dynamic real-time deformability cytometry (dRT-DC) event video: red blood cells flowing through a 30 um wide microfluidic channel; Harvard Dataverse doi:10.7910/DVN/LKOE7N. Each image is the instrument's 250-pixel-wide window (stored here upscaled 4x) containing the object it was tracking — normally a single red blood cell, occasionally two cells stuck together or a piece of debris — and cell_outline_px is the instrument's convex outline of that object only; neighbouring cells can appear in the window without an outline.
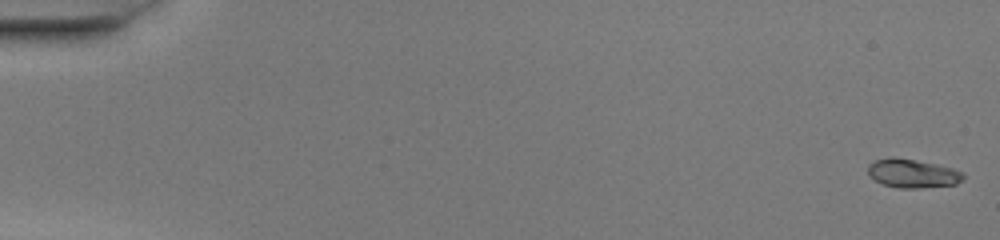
{"species": "common noctule bat (a hibernating species)", "species_latin": "Nyctalus noctula", "temperature_condition": "warm", "stored_images_in_passage": 51, "camera_frame_rate_fps": 3000, "um_per_image_px": 0.085, "animal": {"sex": "female", "body_mass_g": 20.0, "forearm_length_mm": 54.0}, "frame": {"image": 1, "passage_image": 1, "time_ms": 0.0, "image_size_px": [1000, 240], "cell_outline_px": [[964, 180], [956, 184], [920, 188], [896, 188], [884, 184], [876, 180], [868, 172], [868, 164], [876, 160], [888, 156], [892, 156], [936, 164], [952, 168], [964, 172]], "centroid_in_image_um": [77.59, 14.73], "position_along_channel_um": 7.4, "area_um2": 15.95}}
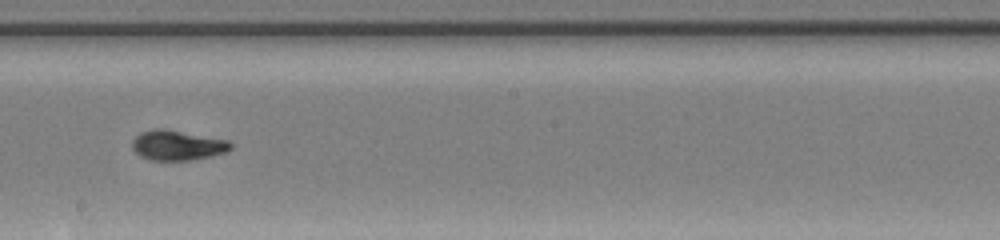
{"frame": {"image": 2, "passage_image": 30, "time_ms": 9.667, "image_size_px": [1000, 240], "cell_outline_px": [[232, 148], [228, 152], [212, 156], [192, 160], [148, 160], [140, 156], [132, 148], [132, 140], [140, 132], [152, 128], [164, 128], [228, 140], [232, 144]], "centroid_in_image_um": [15.07, 12.34], "position_along_channel_um": 233.1, "area_um2": 17.46}}
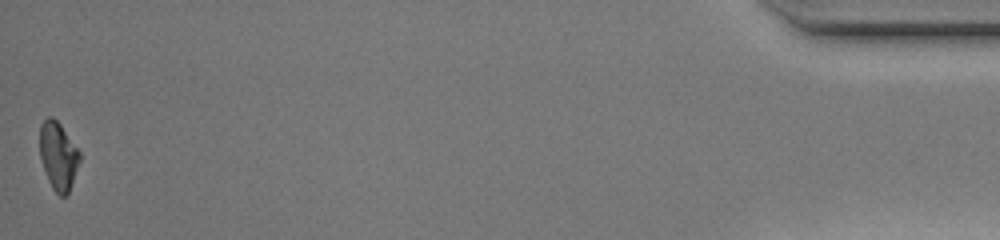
{"frame": {"image": 3, "passage_image": 51, "time_ms": 16.667, "image_size_px": [1000, 240], "cell_outline_px": [[80, 160], [68, 192], [64, 196], [60, 196], [52, 188], [48, 180], [40, 156], [40, 124], [48, 116], [52, 116], [60, 124], [80, 152]], "centroid_in_image_um": [4.94, 13.22], "position_along_channel_um": 430.3, "area_um2": 15.49}, "authors_computed_cell_mechanics": {"area_um2": 16.5886, "velocity_mm_per_s": 4.1115, "shape_relaxation_time_tau1_ms": 6.2484, "shape_relaxation_time_tau2_ms": 1.0722, "deformation_change_tau1": 0.2725, "deformation_change_tau2": 0.0457}}